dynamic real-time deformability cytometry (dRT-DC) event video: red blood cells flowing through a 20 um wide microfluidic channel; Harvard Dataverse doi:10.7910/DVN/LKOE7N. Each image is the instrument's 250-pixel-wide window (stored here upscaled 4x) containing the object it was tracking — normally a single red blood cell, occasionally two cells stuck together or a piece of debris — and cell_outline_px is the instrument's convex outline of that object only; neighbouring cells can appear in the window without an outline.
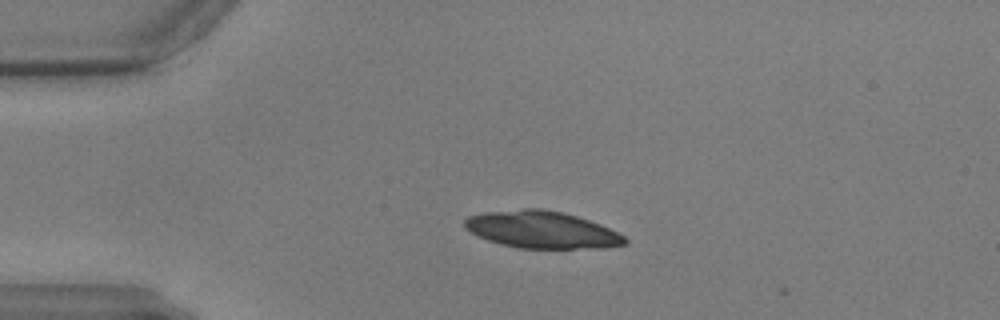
{"species": "common noctule bat (a hibernating species)", "species_latin": "Nyctalus noctula", "temperature_condition": "warm", "stored_images_in_passage": 5, "camera_frame_rate_fps": 3000, "um_per_image_px": 0.085, "animal": {"sex": "male", "body_mass_g": 17.9, "forearm_length_mm": 54.2}, "frame": {"image": 1, "passage_image": 2, "time_ms": 0.333, "image_size_px": [1000, 320], "cell_outline_px": [[628, 244], [604, 248], [520, 248], [500, 244], [488, 240], [464, 228], [464, 220], [468, 216], [484, 212], [524, 208], [544, 208], [576, 216], [600, 224], [624, 236], [628, 240]], "centroid_in_image_um": [46.05, 19.52], "position_along_channel_um": 38.9, "area_um2": 34.56}}